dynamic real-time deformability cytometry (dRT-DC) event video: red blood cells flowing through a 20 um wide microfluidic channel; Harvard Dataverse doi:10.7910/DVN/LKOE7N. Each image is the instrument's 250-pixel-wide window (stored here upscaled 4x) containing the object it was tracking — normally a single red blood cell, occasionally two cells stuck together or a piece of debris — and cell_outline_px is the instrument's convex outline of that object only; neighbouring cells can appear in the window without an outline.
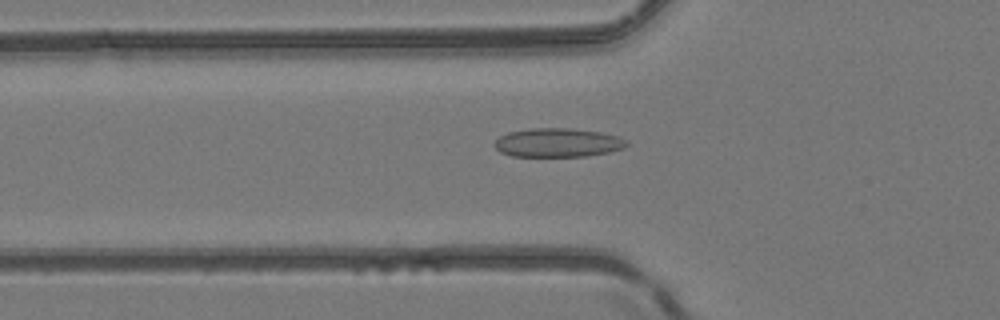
{"species": "common noctule bat (a hibernating species)", "species_latin": "Nyctalus noctula", "temperature_condition": "room temperature", "stored_images_in_passage": 41, "camera_frame_rate_fps": 3000, "um_per_image_px": 0.085, "animal": {"sex": "female", "body_mass_g": 24.6, "forearm_length_mm": 56.2}, "frame": {"image": 1, "passage_image": 8, "time_ms": 2.333, "image_size_px": [1000, 320], "cell_outline_px": [[628, 144], [624, 148], [608, 152], [584, 156], [512, 156], [500, 152], [492, 144], [500, 136], [508, 132], [528, 128], [568, 128], [600, 132], [620, 136], [628, 140]], "centroid_in_image_um": [47.41, 12.12], "position_along_channel_um": 78.4, "area_um2": 22.31}}
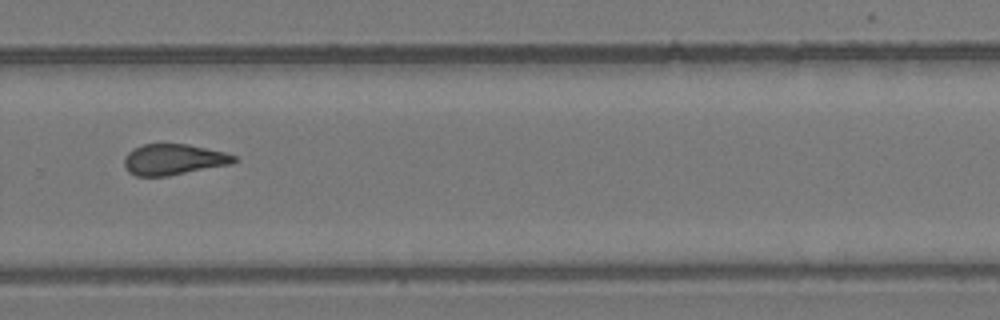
{"frame": {"image": 2, "passage_image": 25, "time_ms": 8.0, "image_size_px": [1000, 320], "cell_outline_px": [[236, 160], [232, 164], [168, 176], [136, 176], [128, 172], [124, 164], [124, 156], [132, 148], [144, 144], [188, 144], [224, 152], [236, 156]], "centroid_in_image_um": [14.73, 13.56], "position_along_channel_um": 315.1, "area_um2": 19.83}}
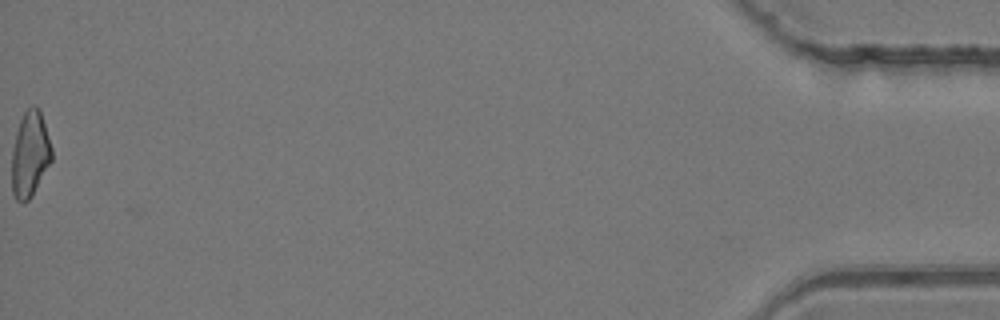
{"frame": {"image": 3, "passage_image": 41, "time_ms": 13.333, "image_size_px": [1000, 320], "cell_outline_px": [[52, 160], [32, 196], [28, 200], [20, 204], [16, 200], [12, 192], [12, 148], [16, 132], [20, 120], [24, 112], [32, 104], [40, 108], [52, 148]], "centroid_in_image_um": [2.55, 13.11], "position_along_channel_um": 432.7, "area_um2": 20.11}, "authors_computed_cell_mechanics": {"area_um2": 20.4034, "velocity_mm_per_s": 4.1613, "shape_relaxation_time_tau1_ms": null, "shape_relaxation_time_tau2_ms": 2.9804, "deformation_change_tau1": null, "deformation_change_tau2": 0.0988}}